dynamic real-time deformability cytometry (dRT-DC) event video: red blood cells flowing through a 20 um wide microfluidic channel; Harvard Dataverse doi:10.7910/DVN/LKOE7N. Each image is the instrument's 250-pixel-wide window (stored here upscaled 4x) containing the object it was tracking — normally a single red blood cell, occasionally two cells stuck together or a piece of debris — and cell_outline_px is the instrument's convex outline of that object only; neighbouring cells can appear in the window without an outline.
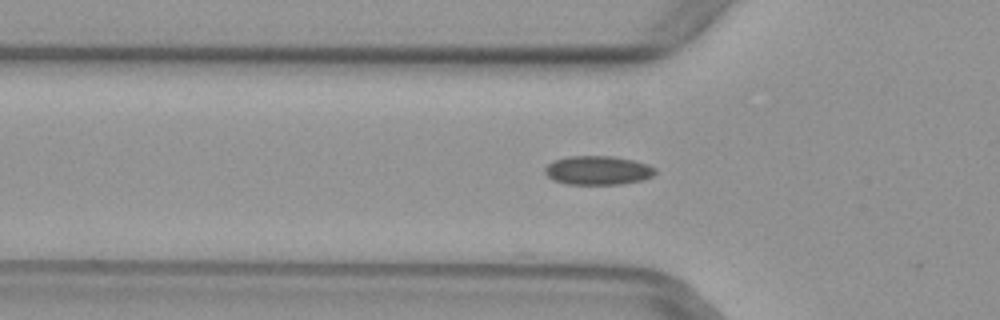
{"species": "common noctule bat (a hibernating species)", "species_latin": "Nyctalus noctula", "temperature_condition": "warm", "stored_images_in_passage": 39, "camera_frame_rate_fps": 3000, "um_per_image_px": 0.085, "animal": {"sex": "female", "body_mass_g": 29.2, "forearm_length_mm": 56.3}, "frame": {"image": 1, "passage_image": 5, "time_ms": 1.333, "image_size_px": [1000, 320], "cell_outline_px": [[656, 172], [652, 176], [640, 180], [620, 184], [568, 184], [556, 180], [548, 176], [544, 172], [544, 168], [552, 160], [568, 156], [612, 156], [632, 160], [648, 164], [656, 168]], "centroid_in_image_um": [50.81, 14.47], "position_along_channel_um": 75.0, "area_um2": 18.5}}
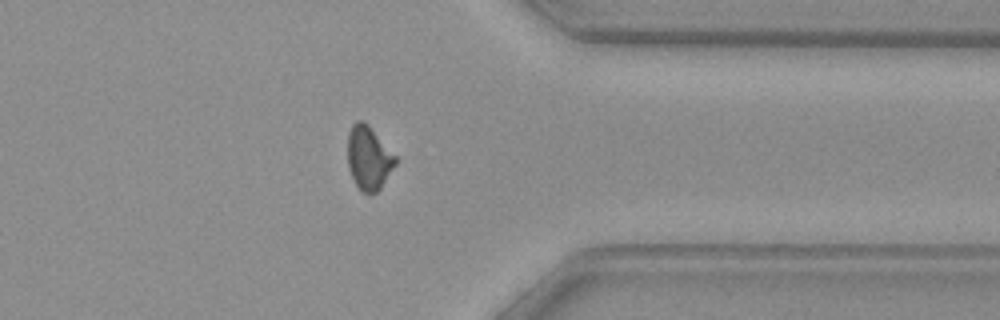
{"frame": {"image": 2, "passage_image": 28, "time_ms": 9.0, "image_size_px": [1000, 320], "cell_outline_px": [[400, 160], [380, 188], [376, 192], [368, 196], [356, 184], [348, 168], [348, 132], [352, 124], [356, 120], [364, 120], [368, 124]], "centroid_in_image_um": [31.36, 13.41], "position_along_channel_um": 380.0, "area_um2": 17.98}}
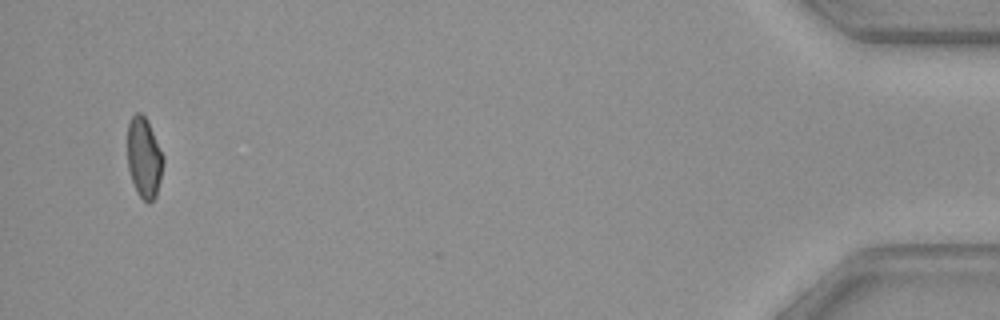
{"frame": {"image": 3, "passage_image": 37, "time_ms": 12.0, "image_size_px": [1000, 320], "cell_outline_px": [[164, 160], [160, 180], [156, 196], [148, 204], [136, 192], [128, 168], [128, 124], [132, 116], [136, 112], [140, 112], [148, 120], [164, 156]], "centroid_in_image_um": [12.25, 13.39], "position_along_channel_um": 422.9, "area_um2": 16.82}}